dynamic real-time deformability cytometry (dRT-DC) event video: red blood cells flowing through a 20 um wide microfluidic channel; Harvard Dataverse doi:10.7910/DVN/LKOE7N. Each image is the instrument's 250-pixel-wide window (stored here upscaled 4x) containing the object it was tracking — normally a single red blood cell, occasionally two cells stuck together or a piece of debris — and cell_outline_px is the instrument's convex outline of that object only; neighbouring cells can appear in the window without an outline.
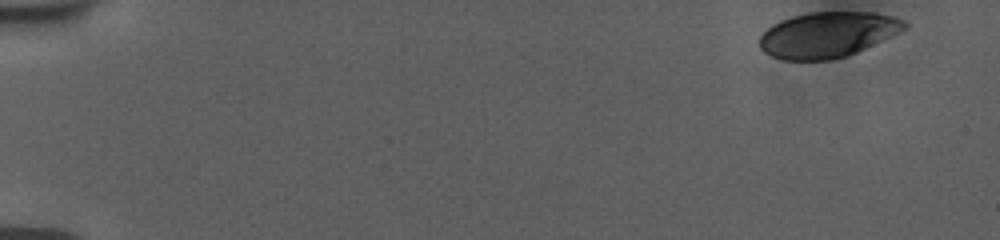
{"species": "human", "species_latin": "Homo sapiens", "temperature_condition": "room temperature", "stored_images_in_passage": 53, "camera_frame_rate_fps": 3000, "um_per_image_px": 0.085, "donor": {"sex": "female"}, "frame": {"image": 1, "passage_image": 1, "time_ms": 0.0, "image_size_px": [1000, 240], "cell_outline_px": [[908, 28], [900, 32], [848, 56], [832, 60], [784, 60], [772, 56], [764, 52], [760, 48], [760, 36], [772, 24], [780, 20], [792, 16], [812, 12], [876, 12], [892, 16], [904, 20], [908, 24]], "centroid_in_image_um": [70.36, 2.95], "position_along_channel_um": 14.6, "area_um2": 38.55}}
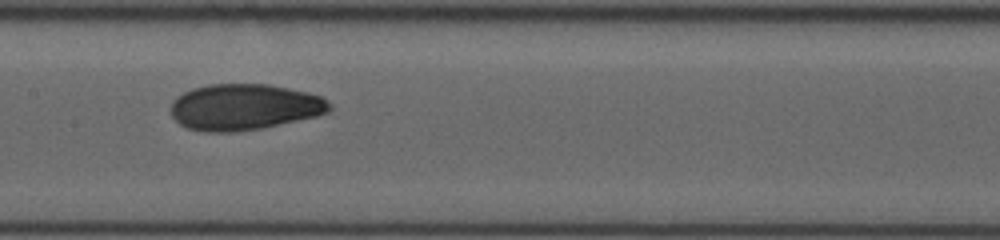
{"frame": {"image": 2, "passage_image": 27, "time_ms": 8.667, "image_size_px": [1000, 240], "cell_outline_px": [[332, 108], [328, 112], [316, 116], [260, 128], [232, 132], [204, 132], [188, 128], [180, 124], [172, 116], [172, 100], [176, 96], [192, 88], [208, 84], [268, 84], [308, 92], [320, 96], [332, 104]], "centroid_in_image_um": [20.75, 9.09], "position_along_channel_um": 186.6, "area_um2": 42.6}}
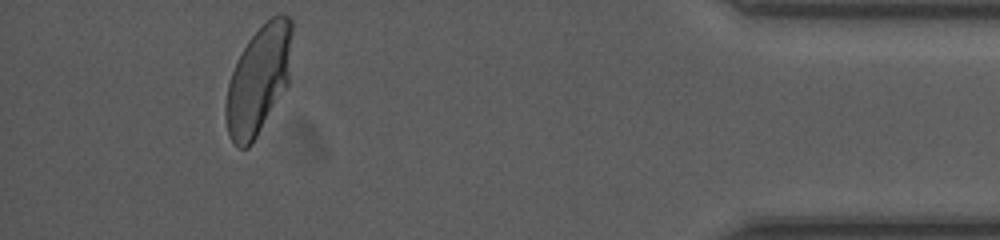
{"frame": {"image": 3, "passage_image": 49, "time_ms": 16.0, "image_size_px": [1000, 240], "cell_outline_px": [[292, 32], [288, 84], [252, 144], [248, 148], [236, 148], [232, 144], [228, 132], [224, 116], [224, 104], [228, 84], [232, 72], [248, 40], [272, 16], [280, 12], [288, 16], [292, 20]], "centroid_in_image_um": [21.96, 6.83], "position_along_channel_um": 413.2, "area_um2": 41.73}, "authors_computed_cell_mechanics": {"area_um2": 41.8472, "velocity_mm_per_s": 3.7662, "shape_relaxation_time_tau1_ms": 6.003, "shape_relaxation_time_tau2_ms": 1.3938, "deformation_change_tau1": 0.1668, "deformation_change_tau2": 0.0578}}